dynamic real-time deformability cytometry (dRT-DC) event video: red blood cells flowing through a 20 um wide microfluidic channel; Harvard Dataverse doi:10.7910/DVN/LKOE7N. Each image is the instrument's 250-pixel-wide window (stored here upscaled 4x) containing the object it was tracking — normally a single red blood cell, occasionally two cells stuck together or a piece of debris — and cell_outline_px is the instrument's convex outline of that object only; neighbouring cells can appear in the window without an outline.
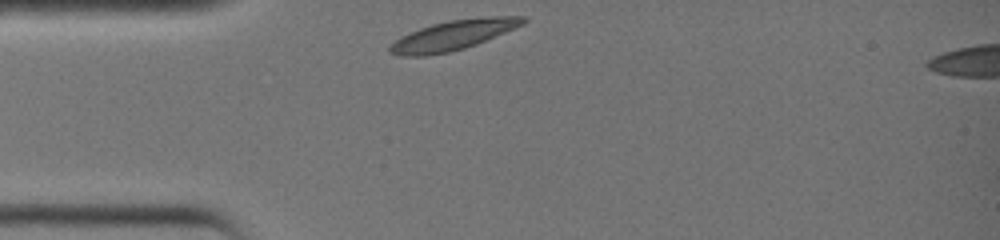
{"species": "common noctule bat (a hibernating species)", "species_latin": "Nyctalus noctula", "temperature_condition": "warm", "stored_images_in_passage": 24, "camera_frame_rate_fps": 3000, "um_per_image_px": 0.085, "animal": {"sex": "female", "body_mass_g": 19.0, "forearm_length_mm": 51.5}, "frame": {"image": 1, "passage_image": 1, "time_ms": 0.0, "image_size_px": [1000, 240], "cell_outline_px": [[528, 20], [524, 24], [476, 44], [464, 48], [448, 52], [424, 56], [400, 56], [388, 52], [388, 48], [396, 40], [408, 32], [432, 24], [448, 20], [488, 16], [528, 16]], "centroid_in_image_um": [38.53, 2.98], "position_along_channel_um": 46.5, "area_um2": 23.06}}
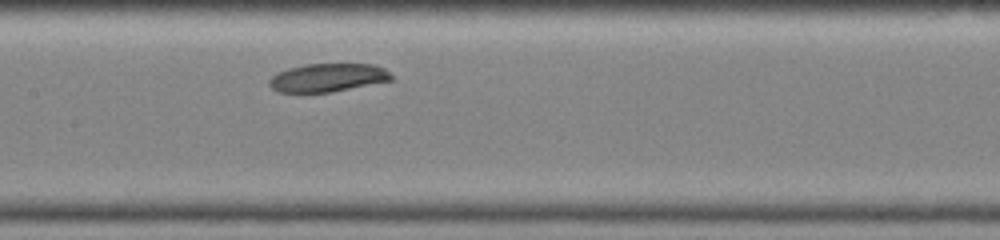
{"frame": {"image": 2, "passage_image": 10, "time_ms": 3.0, "image_size_px": [1000, 240], "cell_outline_px": [[392, 80], [332, 92], [296, 96], [276, 92], [268, 84], [268, 80], [276, 72], [288, 68], [304, 64], [372, 64], [384, 68], [392, 76]], "centroid_in_image_um": [27.73, 6.65], "position_along_channel_um": 179.7, "area_um2": 20.98}}
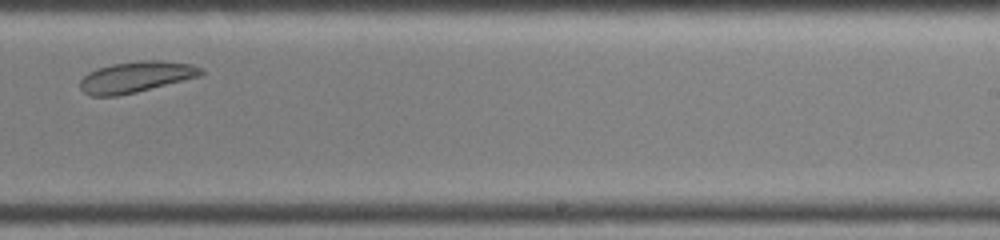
{"frame": {"image": 3, "passage_image": 16, "time_ms": 5.0, "image_size_px": [1000, 240], "cell_outline_px": [[204, 72], [200, 76], [136, 92], [116, 96], [92, 96], [84, 92], [80, 88], [80, 80], [88, 72], [96, 68], [112, 64], [140, 60], [160, 60], [192, 64], [204, 68]], "centroid_in_image_um": [11.56, 6.53], "position_along_channel_um": 277.4, "area_um2": 21.91}}